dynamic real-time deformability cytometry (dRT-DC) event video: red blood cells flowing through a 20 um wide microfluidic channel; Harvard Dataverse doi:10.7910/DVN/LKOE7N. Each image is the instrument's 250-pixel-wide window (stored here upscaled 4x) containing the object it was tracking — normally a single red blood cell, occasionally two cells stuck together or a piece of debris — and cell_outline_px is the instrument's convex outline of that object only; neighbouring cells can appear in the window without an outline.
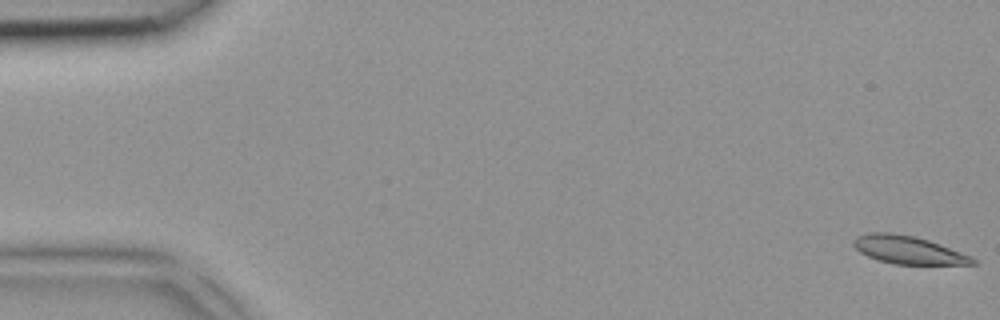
{"species": "common noctule bat (a hibernating species)", "species_latin": "Nyctalus noctula", "temperature_condition": "room temperature", "stored_images_in_passage": 3, "segment_of_instrument_passage": [1, 2], "camera_frame_rate_fps": 3000, "um_per_image_px": 0.085, "animal": {"sex": "female", "body_mass_g": 18.4}, "frame": {"image": 1, "passage_image": 1, "time_ms": 0.0, "image_size_px": [1000, 320], "cell_outline_px": [[976, 264], [896, 264], [880, 260], [868, 256], [860, 252], [852, 244], [852, 240], [856, 236], [868, 232], [892, 232], [916, 236], [940, 244], [972, 256], [976, 260]], "centroid_in_image_um": [77.18, 21.22], "position_along_channel_um": 7.8, "area_um2": 19.42}}